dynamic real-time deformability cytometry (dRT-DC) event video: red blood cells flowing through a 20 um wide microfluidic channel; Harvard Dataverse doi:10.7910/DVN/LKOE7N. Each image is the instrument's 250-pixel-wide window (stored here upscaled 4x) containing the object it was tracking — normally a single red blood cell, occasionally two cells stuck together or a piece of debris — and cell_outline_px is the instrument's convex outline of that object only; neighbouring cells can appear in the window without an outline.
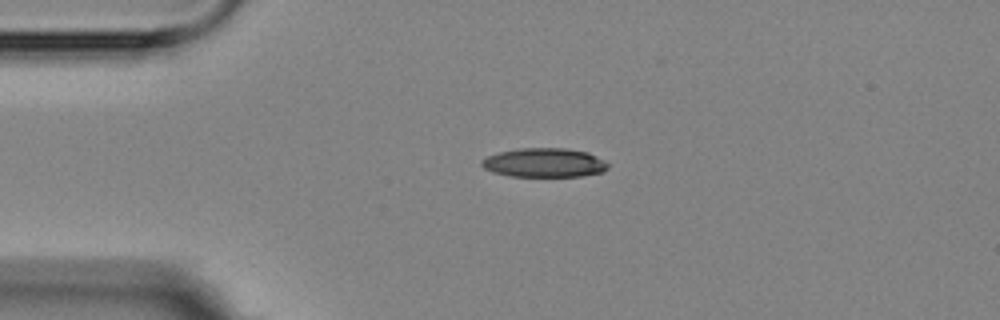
{"species": "Egyptian fruit bat (a non-hibernating species)", "species_latin": "Rousettus aegyptiacus", "temperature_condition": "room temperature", "stored_images_in_passage": 2, "camera_frame_rate_fps": 3000, "um_per_image_px": 0.085, "animal": {"sex": "female"}, "frame": {"image": 1, "passage_image": 1, "time_ms": 0.0, "image_size_px": [1000, 320], "cell_outline_px": [[608, 168], [604, 172], [580, 176], [512, 176], [492, 172], [484, 168], [480, 164], [480, 160], [488, 156], [500, 152], [520, 148], [568, 148], [588, 152], [604, 160], [608, 164]], "centroid_in_image_um": [46.27, 13.82], "position_along_channel_um": 38.7, "area_um2": 21.44}}